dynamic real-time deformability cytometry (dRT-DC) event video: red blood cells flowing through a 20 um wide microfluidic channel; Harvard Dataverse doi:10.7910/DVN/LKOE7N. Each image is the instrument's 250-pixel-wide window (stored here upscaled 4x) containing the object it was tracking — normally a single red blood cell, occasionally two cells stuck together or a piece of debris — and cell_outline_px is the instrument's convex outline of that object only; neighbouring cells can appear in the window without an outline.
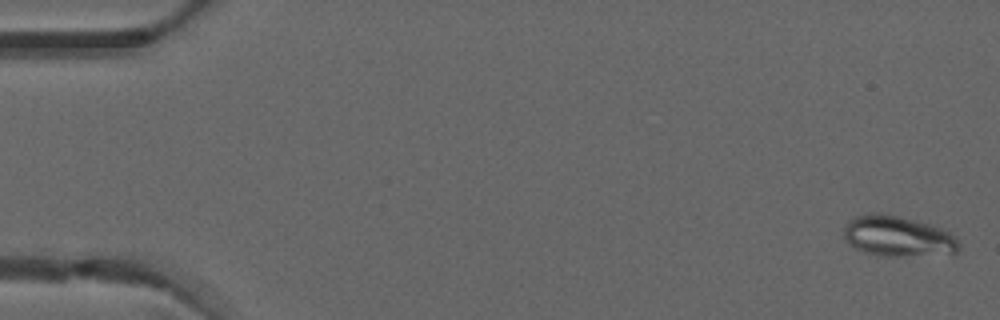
{"species": "common noctule bat (a hibernating species)", "species_latin": "Nyctalus noctula", "temperature_condition": "warm", "stored_images_in_passage": 4, "camera_frame_rate_fps": 3000, "um_per_image_px": 0.085, "animal": {"sex": "male", "forearm_length_mm": 52.5}, "frame": {"image": 1, "passage_image": 1, "time_ms": 0.0, "image_size_px": [1000, 320], "cell_outline_px": [[960, 248], [956, 256], [876, 256], [864, 252], [848, 244], [844, 236], [844, 228], [848, 220], [856, 216], [872, 212], [876, 212], [916, 220], [940, 228], [948, 232], [960, 244]], "centroid_in_image_um": [76.35, 20.12], "position_along_channel_um": 8.6, "area_um2": 27.74}}